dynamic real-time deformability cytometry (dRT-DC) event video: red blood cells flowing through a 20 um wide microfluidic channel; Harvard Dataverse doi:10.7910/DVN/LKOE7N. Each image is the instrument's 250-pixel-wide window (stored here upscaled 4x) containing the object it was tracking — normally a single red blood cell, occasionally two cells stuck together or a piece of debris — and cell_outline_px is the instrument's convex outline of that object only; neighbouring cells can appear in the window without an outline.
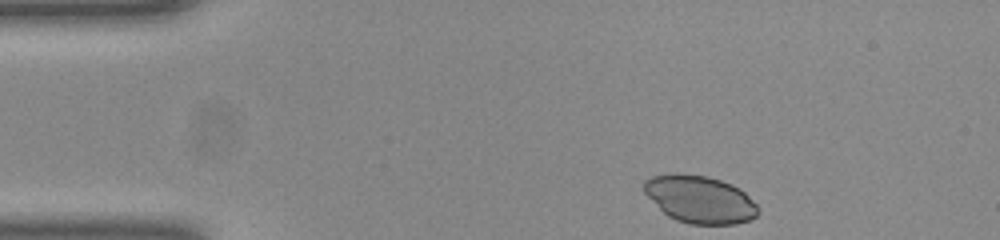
{"species": "common noctule bat (a hibernating species)", "species_latin": "Nyctalus noctula", "temperature_condition": "room temperature", "stored_images_in_passage": 36, "camera_frame_rate_fps": 3000, "um_per_image_px": 0.085, "animal": {"sex": "female", "body_mass_g": 23.0, "forearm_length_mm": 53.4}, "frame": {"image": 1, "passage_image": 1, "time_ms": 0.0, "image_size_px": [1000, 240], "cell_outline_px": [[760, 212], [752, 220], [736, 224], [688, 224], [676, 220], [668, 216], [644, 192], [644, 180], [652, 176], [676, 172], [708, 176], [732, 184], [740, 188], [756, 204]], "centroid_in_image_um": [59.5, 16.94], "position_along_channel_um": 25.5, "area_um2": 31.73}}